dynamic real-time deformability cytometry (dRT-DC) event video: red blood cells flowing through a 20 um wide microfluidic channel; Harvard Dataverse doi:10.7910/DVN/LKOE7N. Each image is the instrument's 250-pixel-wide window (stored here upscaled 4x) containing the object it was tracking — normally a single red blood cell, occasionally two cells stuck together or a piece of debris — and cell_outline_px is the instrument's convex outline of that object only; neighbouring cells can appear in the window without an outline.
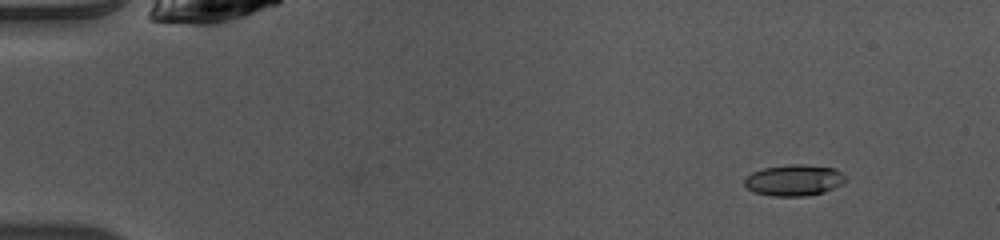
{"species": "common noctule bat (a hibernating species)", "species_latin": "Nyctalus noctula", "temperature_condition": "warm", "stored_images_in_passage": 4, "camera_frame_rate_fps": 3000, "um_per_image_px": 0.085, "animal": {"sex": "female", "body_mass_g": 10.0, "forearm_length_mm": 53.1}, "frame": {"image": 1, "passage_image": 4, "time_ms": 1.0, "image_size_px": [1000, 240], "cell_outline_px": [[844, 180], [840, 184], [824, 192], [804, 196], [772, 196], [756, 192], [748, 188], [744, 184], [744, 180], [752, 172], [764, 168], [788, 164], [804, 164], [836, 168], [844, 176]], "centroid_in_image_um": [67.47, 15.31], "position_along_channel_um": 17.5, "area_um2": 18.15}}